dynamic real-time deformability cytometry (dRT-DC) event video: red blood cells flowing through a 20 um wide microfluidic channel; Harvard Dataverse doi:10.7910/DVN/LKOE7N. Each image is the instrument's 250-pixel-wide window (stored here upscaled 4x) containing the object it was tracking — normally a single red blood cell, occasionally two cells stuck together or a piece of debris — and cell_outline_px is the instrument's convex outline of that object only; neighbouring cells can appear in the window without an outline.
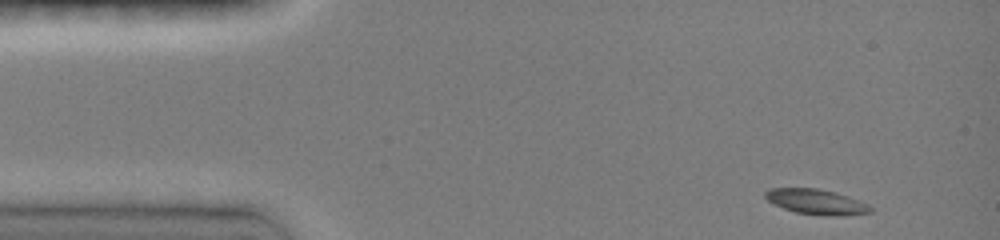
{"species": "common noctule bat (a hibernating species)", "species_latin": "Nyctalus noctula", "temperature_condition": "room temperature", "stored_images_in_passage": 27, "camera_frame_rate_fps": 3000, "um_per_image_px": 0.085, "animal": {"sex": "female", "body_mass_g": 19.0, "forearm_length_mm": 51.5}, "frame": {"image": 1, "passage_image": 1, "time_ms": 0.0, "image_size_px": [1000, 240], "cell_outline_px": [[872, 212], [836, 216], [824, 216], [796, 212], [784, 208], [768, 200], [764, 196], [764, 192], [768, 188], [816, 188], [836, 192], [848, 196], [868, 204], [872, 208]], "centroid_in_image_um": [69.38, 17.14], "position_along_channel_um": 15.6, "area_um2": 15.37}}
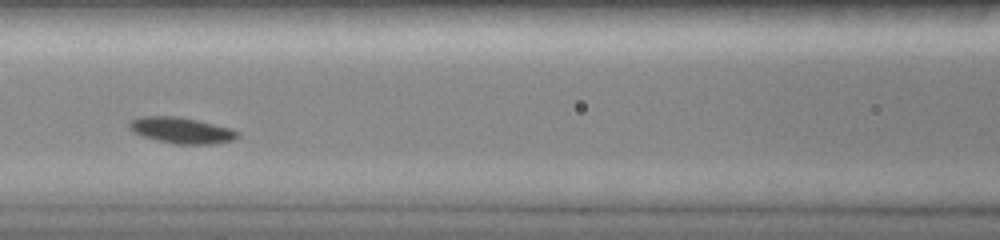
{"frame": {"image": 2, "passage_image": 13, "time_ms": 5.667, "image_size_px": [1000, 240], "cell_outline_px": [[240, 136], [236, 140], [212, 144], [176, 144], [156, 140], [132, 132], [128, 128], [128, 120], [140, 116], [180, 116], [216, 124], [232, 128], [240, 132]], "centroid_in_image_um": [15.44, 11.07], "position_along_channel_um": 151.2, "area_um2": 16.88}}
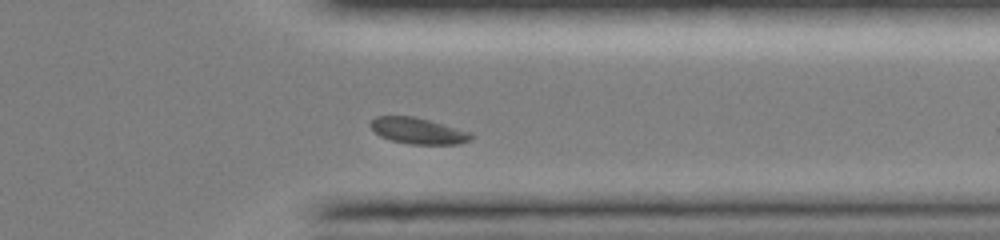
{"frame": {"image": 3, "passage_image": 25, "time_ms": 11.333, "image_size_px": [1000, 240], "cell_outline_px": [[472, 140], [456, 144], [412, 144], [392, 140], [380, 136], [368, 124], [376, 116], [412, 116], [428, 120], [472, 132]], "centroid_in_image_um": [35.54, 11.12], "position_along_channel_um": 375.9, "area_um2": 15.14}, "authors_computed_cell_mechanics": {"area_um2": 15.5482, "velocity_mm_per_s": 3.9293, "shape_relaxation_time_tau1_ms": 1.7953, "shape_relaxation_time_tau2_ms": null, "deformation_change_tau1": 0.0596, "deformation_change_tau2": null}}